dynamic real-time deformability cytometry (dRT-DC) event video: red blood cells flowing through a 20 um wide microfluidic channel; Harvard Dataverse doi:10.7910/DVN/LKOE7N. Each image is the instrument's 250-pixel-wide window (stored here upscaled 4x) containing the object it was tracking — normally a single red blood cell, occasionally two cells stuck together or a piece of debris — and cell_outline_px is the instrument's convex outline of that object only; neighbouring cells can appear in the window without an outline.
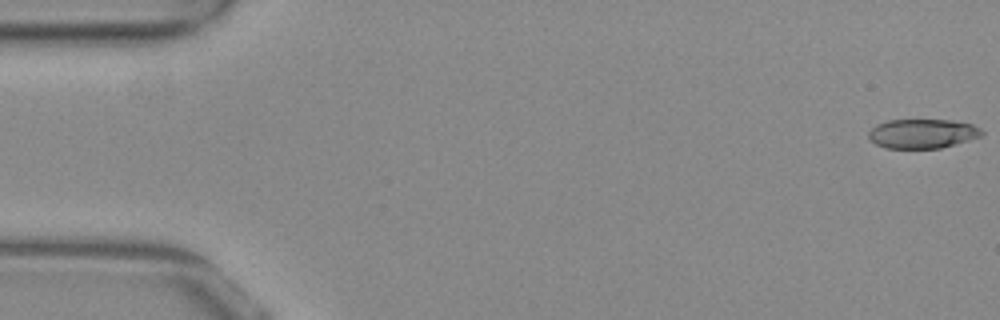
{"species": "common noctule bat (a hibernating species)", "species_latin": "Nyctalus noctula", "temperature_condition": "warm", "stored_images_in_passage": 53, "camera_frame_rate_fps": 3000, "um_per_image_px": 0.085, "animal": {"sex": "female", "body_mass_g": 29.2, "forearm_length_mm": 56.3}, "frame": {"image": 1, "passage_image": 1, "time_ms": 0.0, "image_size_px": [1000, 320], "cell_outline_px": [[984, 132], [980, 136], [940, 148], [888, 148], [876, 144], [868, 136], [868, 132], [876, 124], [888, 120], [952, 120], [972, 124], [980, 128]], "centroid_in_image_um": [78.39, 11.34], "position_along_channel_um": 6.6, "area_um2": 19.13}}
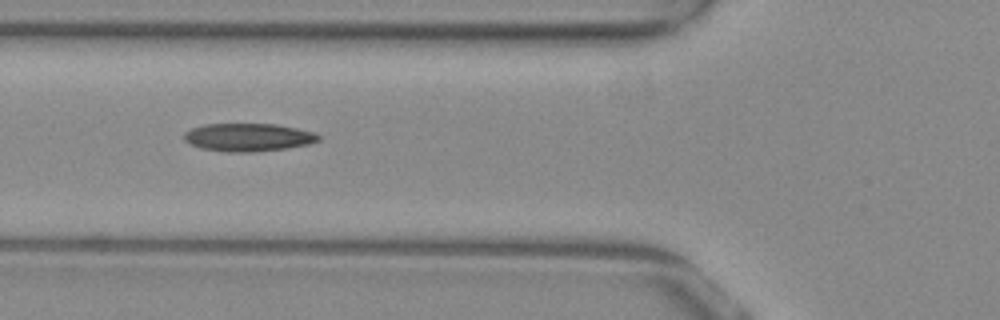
{"frame": {"image": 2, "passage_image": 20, "time_ms": 6.333, "image_size_px": [1000, 320], "cell_outline_px": [[320, 140], [308, 144], [284, 148], [252, 152], [224, 152], [200, 148], [188, 144], [184, 140], [184, 132], [192, 128], [204, 124], [276, 124], [296, 128], [312, 132], [320, 136]], "centroid_in_image_um": [21.04, 11.67], "position_along_channel_um": 104.8, "area_um2": 21.91}}
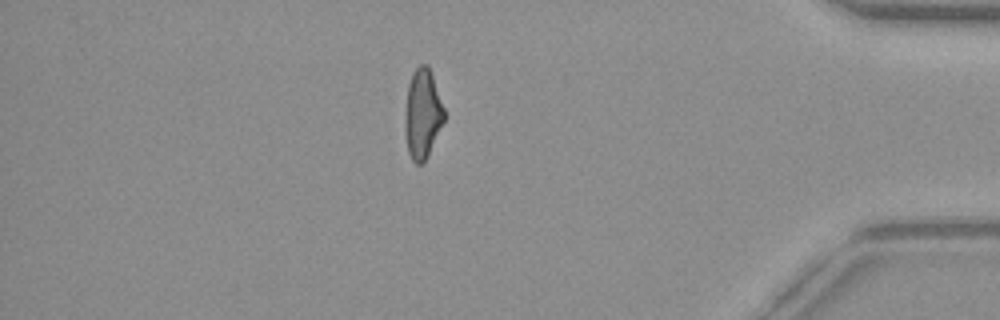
{"frame": {"image": 3, "passage_image": 46, "time_ms": 15.0, "image_size_px": [1000, 320], "cell_outline_px": [[444, 120], [428, 156], [420, 164], [416, 164], [412, 160], [408, 152], [404, 128], [404, 120], [408, 84], [412, 72], [420, 64], [428, 64], [444, 108]], "centroid_in_image_um": [35.9, 9.67], "position_along_channel_um": 399.3, "area_um2": 20.4}, "authors_computed_cell_mechanics": {"area_um2": 21.097, "velocity_mm_per_s": 3.8869, "shape_relaxation_time_tau1_ms": 11.2351, "shape_relaxation_time_tau2_ms": 2.6775, "deformation_change_tau1": 0.27, "deformation_change_tau2": 0.1025}}